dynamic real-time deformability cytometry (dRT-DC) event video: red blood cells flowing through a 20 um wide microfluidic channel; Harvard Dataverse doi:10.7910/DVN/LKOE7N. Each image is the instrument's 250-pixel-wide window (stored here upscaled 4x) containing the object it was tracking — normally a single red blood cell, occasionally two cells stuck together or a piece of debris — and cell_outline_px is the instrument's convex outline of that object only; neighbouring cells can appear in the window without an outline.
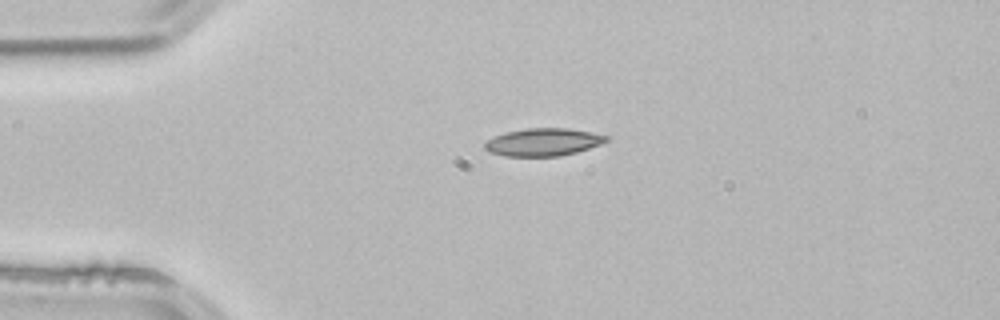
{"species": "common noctule bat (a hibernating species)", "species_latin": "Nyctalus noctula", "temperature_condition": "room temperature", "stored_images_in_passage": 2, "camera_frame_rate_fps": 3000, "um_per_image_px": 0.085, "animal": {"sex": "male", "body_mass_g": 21.5, "forearm_length_mm": 52.0}, "frame": {"image": 1, "passage_image": 1, "time_ms": 0.0, "image_size_px": [1000, 320], "cell_outline_px": [[608, 140], [600, 144], [576, 152], [560, 156], [504, 156], [488, 152], [484, 148], [484, 144], [488, 140], [504, 132], [528, 128], [568, 128], [592, 132], [608, 136]], "centroid_in_image_um": [46.15, 12.08], "position_along_channel_um": 38.8, "area_um2": 19.54}}
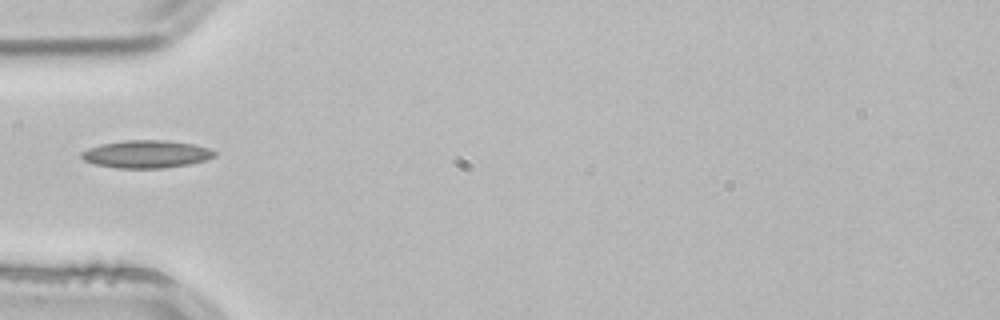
{"frame": {"image": 2, "passage_image": 2, "time_ms": 0.333, "image_size_px": [1000, 320], "cell_outline_px": [[216, 156], [204, 160], [188, 164], [164, 168], [116, 168], [96, 164], [84, 160], [80, 156], [80, 152], [88, 148], [100, 144], [124, 140], [164, 140], [192, 144], [208, 148], [216, 152]], "centroid_in_image_um": [12.4, 13.1], "position_along_channel_um": 72.6, "area_um2": 21.39}}